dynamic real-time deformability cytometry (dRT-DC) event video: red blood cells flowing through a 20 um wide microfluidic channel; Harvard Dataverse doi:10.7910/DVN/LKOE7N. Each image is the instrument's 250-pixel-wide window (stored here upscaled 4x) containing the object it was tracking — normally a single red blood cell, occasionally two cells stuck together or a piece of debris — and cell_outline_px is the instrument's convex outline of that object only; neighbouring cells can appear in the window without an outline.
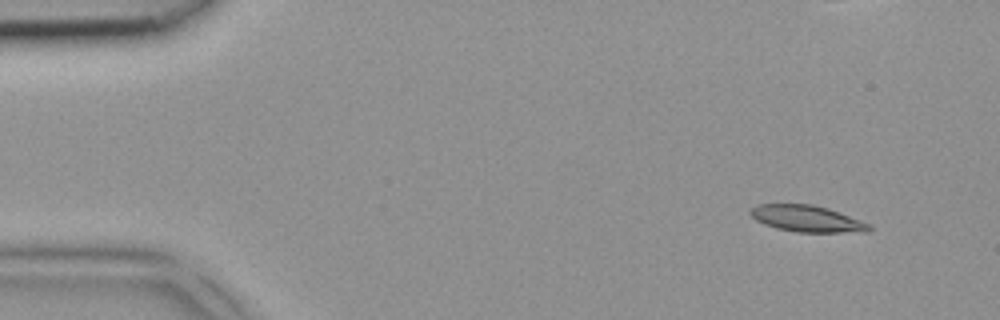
{"species": "common noctule bat (a hibernating species)", "species_latin": "Nyctalus noctula", "temperature_condition": "room temperature", "stored_images_in_passage": 3, "camera_frame_rate_fps": 3000, "um_per_image_px": 0.085, "animal": {"sex": "female", "body_mass_g": 18.4}, "frame": {"image": 1, "passage_image": 1, "time_ms": 0.0, "image_size_px": [1000, 320], "cell_outline_px": [[872, 228], [868, 232], [796, 232], [776, 228], [764, 224], [756, 220], [748, 212], [756, 204], [812, 204], [828, 208], [872, 224]], "centroid_in_image_um": [68.61, 18.59], "position_along_channel_um": 16.4, "area_um2": 18.44}}